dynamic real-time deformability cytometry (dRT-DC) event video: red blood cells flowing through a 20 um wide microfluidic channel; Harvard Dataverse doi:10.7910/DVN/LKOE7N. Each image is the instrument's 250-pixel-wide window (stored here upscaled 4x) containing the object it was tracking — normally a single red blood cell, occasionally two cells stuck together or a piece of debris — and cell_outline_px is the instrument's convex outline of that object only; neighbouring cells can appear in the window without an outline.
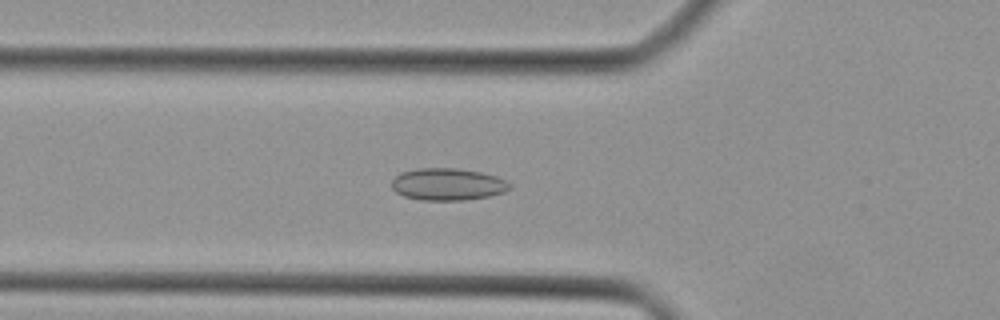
{"species": "Egyptian fruit bat (a non-hibernating species)", "species_latin": "Rousettus aegyptiacus", "temperature_condition": "cold", "stored_images_in_passage": 44, "camera_frame_rate_fps": 3000, "um_per_image_px": 0.085, "animal": {"sex": "female"}, "frame": {"image": 1, "passage_image": 15, "time_ms": 4.667, "image_size_px": [1000, 320], "cell_outline_px": [[512, 188], [504, 192], [488, 196], [464, 200], [420, 200], [404, 196], [396, 192], [392, 188], [392, 180], [400, 172], [420, 168], [456, 168], [480, 172], [496, 176], [512, 184]], "centroid_in_image_um": [38.05, 15.66], "position_along_channel_um": 87.7, "area_um2": 22.08}}
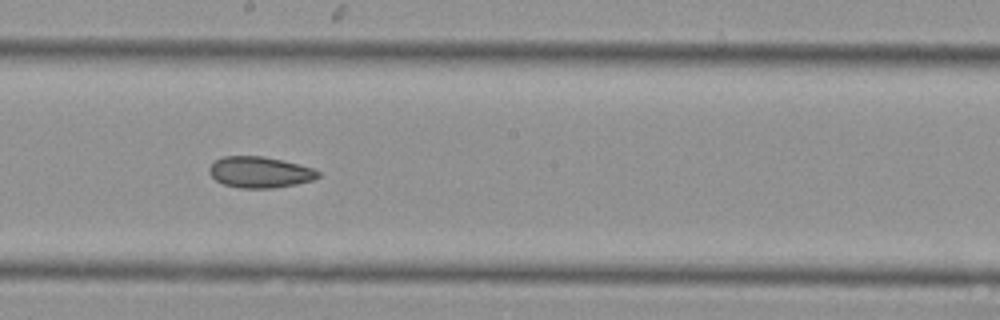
{"frame": {"image": 2, "passage_image": 24, "time_ms": 7.667, "image_size_px": [1000, 320], "cell_outline_px": [[320, 176], [312, 180], [296, 184], [272, 188], [240, 188], [224, 184], [216, 180], [208, 172], [208, 168], [216, 160], [224, 156], [264, 156], [312, 168], [320, 172]], "centroid_in_image_um": [22.06, 14.64], "position_along_channel_um": 226.1, "area_um2": 19.54}}
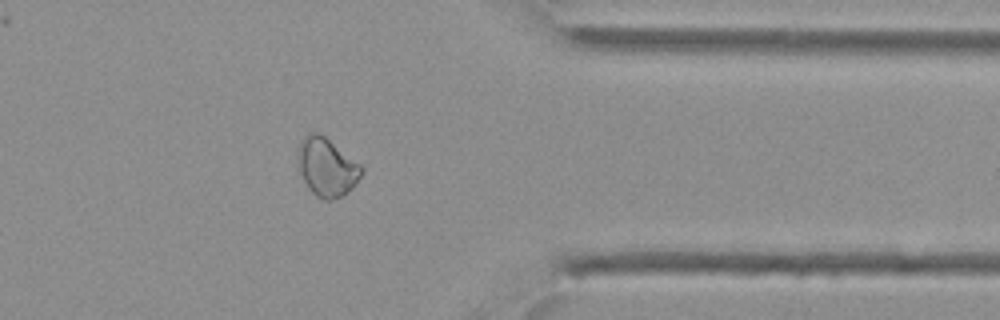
{"frame": {"image": 3, "passage_image": 35, "time_ms": 11.333, "image_size_px": [1000, 320], "cell_outline_px": [[364, 172], [352, 188], [340, 196], [332, 200], [324, 200], [316, 196], [308, 188], [300, 172], [296, 160], [296, 152], [300, 140], [308, 132], [316, 132], [324, 136], [360, 164], [364, 168]], "centroid_in_image_um": [27.74, 14.19], "position_along_channel_um": 383.7, "area_um2": 21.73}}